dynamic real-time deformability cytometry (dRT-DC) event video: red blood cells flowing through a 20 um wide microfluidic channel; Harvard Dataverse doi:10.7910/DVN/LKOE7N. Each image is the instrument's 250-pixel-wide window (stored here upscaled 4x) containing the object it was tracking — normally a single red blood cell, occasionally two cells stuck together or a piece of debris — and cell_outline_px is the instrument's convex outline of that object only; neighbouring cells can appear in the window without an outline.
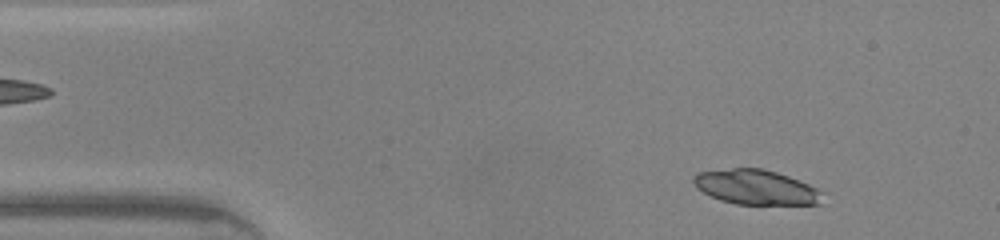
{"species": "common noctule bat (a hibernating species)", "species_latin": "Nyctalus noctula", "temperature_condition": "warm", "stored_images_in_passage": 43, "camera_frame_rate_fps": 3000, "um_per_image_px": 0.085, "animal": {"sex": "male", "body_mass_g": 20.0, "forearm_length_mm": 53.3}, "frame": {"image": 1, "passage_image": 3, "time_ms": 0.667, "image_size_px": [1000, 240], "cell_outline_px": [[824, 192], [820, 204], [736, 204], [720, 200], [696, 188], [692, 180], [692, 176], [696, 172], [732, 168], [764, 168], [788, 176], [808, 184]], "centroid_in_image_um": [64.23, 15.9], "position_along_channel_um": 20.8, "area_um2": 26.18}, "authors_computed_cell_mechanics": {"area_um2": 29.2468, "velocity_mm_per_s": 4.3553, "shape_relaxation_time_tau1_ms": 1.4593, "shape_relaxation_time_tau2_ms": null, "deformation_change_tau1": 0.2776, "deformation_change_tau2": null}}